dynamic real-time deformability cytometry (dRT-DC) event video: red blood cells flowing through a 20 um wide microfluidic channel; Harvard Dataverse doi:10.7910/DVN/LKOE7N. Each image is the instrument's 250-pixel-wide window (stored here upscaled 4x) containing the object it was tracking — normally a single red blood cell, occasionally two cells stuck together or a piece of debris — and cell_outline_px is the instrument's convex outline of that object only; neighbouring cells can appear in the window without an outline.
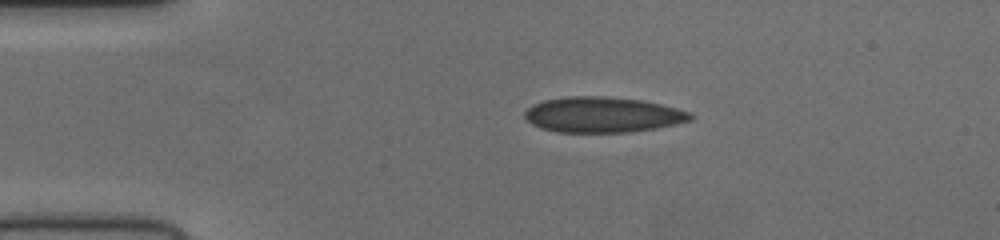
{"species": "human", "species_latin": "Homo sapiens", "temperature_condition": "cold", "stored_images_in_passage": 42, "camera_frame_rate_fps": 3000, "um_per_image_px": 0.085, "donor": {"sex": "female"}, "frame": {"image": 1, "passage_image": 1, "time_ms": 0.0, "image_size_px": [1000, 240], "cell_outline_px": [[696, 116], [692, 120], [676, 124], [656, 128], [628, 132], [560, 132], [540, 128], [532, 124], [524, 116], [524, 112], [532, 104], [544, 100], [568, 96], [604, 96], [640, 100], [660, 104], [692, 112]], "centroid_in_image_um": [51.24, 9.75], "position_along_channel_um": 33.8, "area_um2": 34.33}}
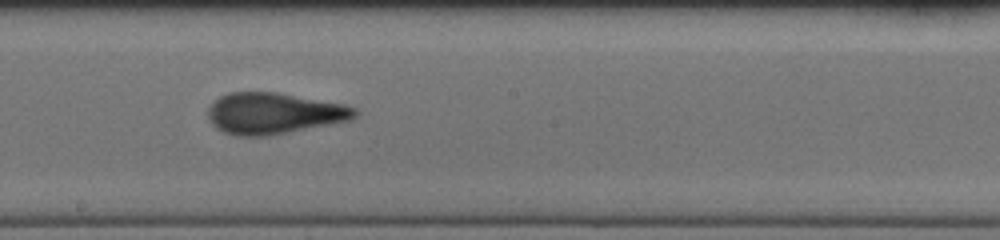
{"frame": {"image": 2, "passage_image": 19, "time_ms": 6.0, "image_size_px": [1000, 240], "cell_outline_px": [[360, 112], [356, 116], [348, 120], [268, 136], [236, 136], [224, 132], [216, 128], [212, 124], [208, 116], [208, 108], [220, 96], [228, 92], [276, 92], [344, 104], [356, 108]], "centroid_in_image_um": [23.26, 9.63], "position_along_channel_um": 224.9, "area_um2": 35.08}}
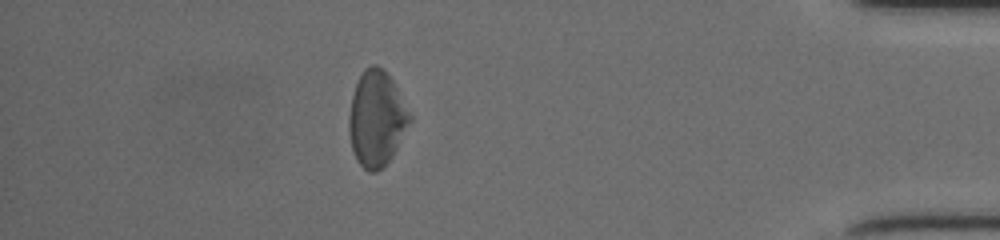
{"frame": {"image": 3, "passage_image": 36, "time_ms": 11.667, "image_size_px": [1000, 240], "cell_outline_px": [[412, 120], [392, 156], [376, 172], [368, 172], [356, 160], [352, 148], [348, 128], [348, 116], [352, 96], [356, 84], [364, 68], [372, 64], [376, 64], [384, 68], [392, 80], [412, 116]], "centroid_in_image_um": [32.0, 10.06], "position_along_channel_um": 403.2, "area_um2": 33.7}}